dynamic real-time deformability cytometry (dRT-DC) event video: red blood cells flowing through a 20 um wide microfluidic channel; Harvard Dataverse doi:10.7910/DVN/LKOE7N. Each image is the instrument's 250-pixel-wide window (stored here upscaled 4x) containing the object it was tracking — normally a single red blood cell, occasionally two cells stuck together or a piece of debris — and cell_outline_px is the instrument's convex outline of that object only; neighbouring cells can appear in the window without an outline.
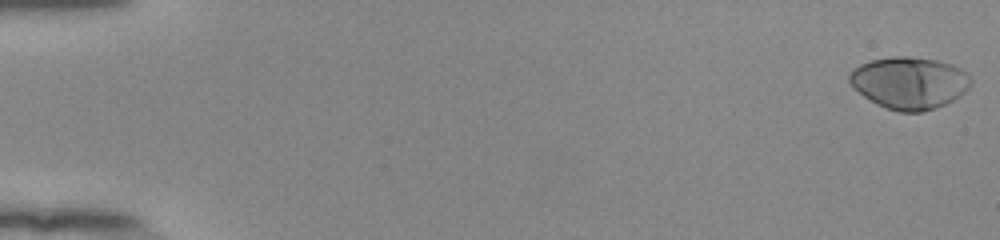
{"species": "human", "species_latin": "Homo sapiens", "temperature_condition": "room temperature", "stored_images_in_passage": 55, "camera_frame_rate_fps": 3000, "um_per_image_px": 0.085, "donor": {"sex": "female"}, "frame": {"image": 1, "passage_image": 1, "time_ms": 0.0, "image_size_px": [1000, 240], "cell_outline_px": [[972, 84], [960, 96], [936, 108], [924, 112], [900, 112], [888, 108], [864, 96], [852, 88], [848, 80], [848, 76], [852, 68], [860, 64], [872, 60], [892, 56], [908, 56], [936, 60], [952, 64], [968, 72], [972, 80]], "centroid_in_image_um": [77.3, 7.03], "position_along_channel_um": 7.7, "area_um2": 36.99}}
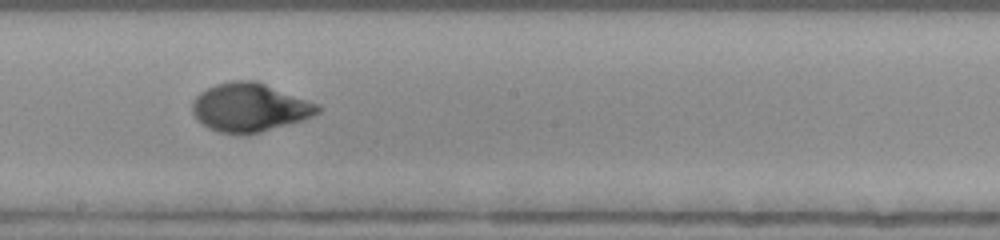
{"frame": {"image": 2, "passage_image": 32, "time_ms": 10.333, "image_size_px": [1000, 240], "cell_outline_px": [[320, 112], [304, 120], [260, 132], [244, 136], [220, 132], [208, 128], [192, 112], [192, 100], [200, 92], [216, 84], [232, 80], [256, 80], [320, 104]], "centroid_in_image_um": [21.25, 9.13], "position_along_channel_um": 227.0, "area_um2": 35.72}}
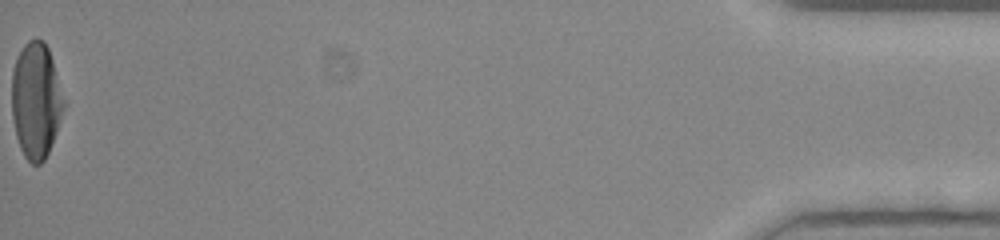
{"frame": {"image": 3, "passage_image": 55, "time_ms": 18.0, "image_size_px": [1000, 240], "cell_outline_px": [[64, 108], [48, 152], [44, 160], [40, 164], [32, 164], [24, 156], [20, 148], [16, 136], [12, 116], [12, 72], [16, 60], [24, 44], [28, 40], [36, 36], [44, 40], [48, 48], [52, 60], [64, 100]], "centroid_in_image_um": [3.04, 8.51], "position_along_channel_um": 432.2, "area_um2": 34.8}, "authors_computed_cell_mechanics": {"area_um2": 34.7956, "velocity_mm_per_s": 3.8726, "shape_relaxation_time_tau1_ms": 4.2106, "shape_relaxation_time_tau2_ms": 0.8234, "deformation_change_tau1": 0.2181, "deformation_change_tau2": 0.0287}}